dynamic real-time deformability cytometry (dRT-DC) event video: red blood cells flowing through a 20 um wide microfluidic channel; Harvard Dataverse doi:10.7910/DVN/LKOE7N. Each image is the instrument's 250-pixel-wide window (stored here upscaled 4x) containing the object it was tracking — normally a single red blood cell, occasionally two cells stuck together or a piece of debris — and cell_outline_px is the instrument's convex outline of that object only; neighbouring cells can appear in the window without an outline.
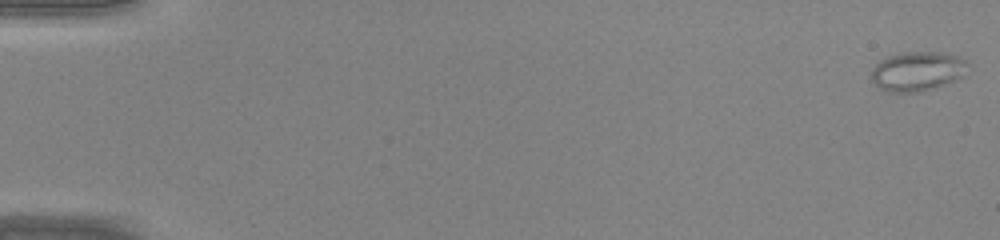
{"species": "common noctule bat (a hibernating species)", "species_latin": "Nyctalus noctula", "temperature_condition": "warm", "stored_images_in_passage": 46, "camera_frame_rate_fps": 3000, "um_per_image_px": 0.085, "animal": {"sex": "male", "body_mass_g": 20.0, "forearm_length_mm": 53.3}, "frame": {"image": 1, "passage_image": 1, "time_ms": 0.0, "image_size_px": [1000, 240], "cell_outline_px": [[964, 64], [960, 76], [952, 80], [920, 92], [888, 92], [880, 88], [872, 80], [872, 68], [880, 60], [888, 56], [900, 52], [944, 52], [956, 56], [964, 60]], "centroid_in_image_um": [77.86, 6.04], "position_along_channel_um": 7.1, "area_um2": 21.44}}
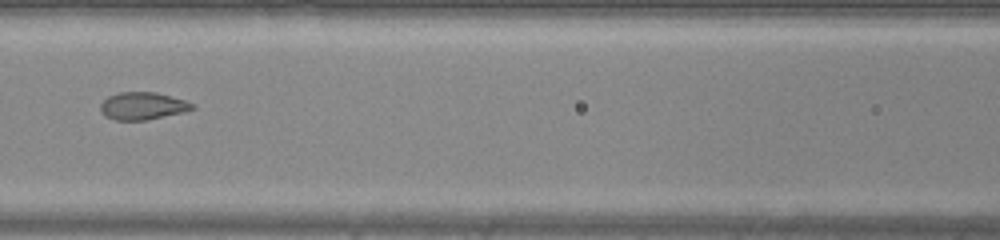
{"frame": {"image": 2, "passage_image": 22, "time_ms": 7.0, "image_size_px": [1000, 240], "cell_outline_px": [[196, 108], [184, 112], [148, 120], [116, 120], [104, 116], [100, 112], [100, 104], [108, 96], [120, 92], [156, 92], [184, 100], [196, 104]], "centroid_in_image_um": [12.13, 9.01], "position_along_channel_um": 154.5, "area_um2": 14.85}}
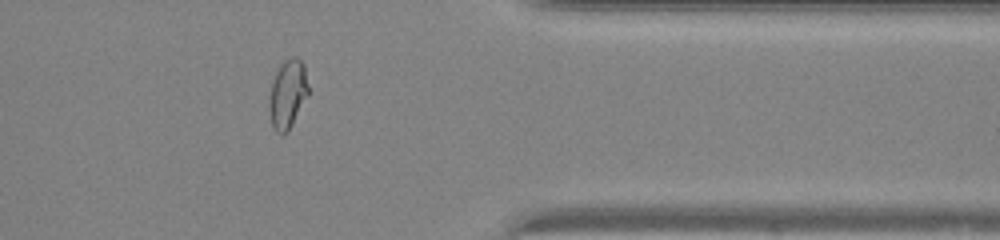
{"frame": {"image": 3, "passage_image": 38, "time_ms": 12.333, "image_size_px": [1000, 240], "cell_outline_px": [[308, 96], [288, 132], [284, 136], [276, 132], [272, 128], [268, 112], [268, 96], [272, 80], [280, 64], [288, 56], [296, 56], [304, 64], [308, 84]], "centroid_in_image_um": [24.42, 8.01], "position_along_channel_um": 387.0, "area_um2": 16.3}}